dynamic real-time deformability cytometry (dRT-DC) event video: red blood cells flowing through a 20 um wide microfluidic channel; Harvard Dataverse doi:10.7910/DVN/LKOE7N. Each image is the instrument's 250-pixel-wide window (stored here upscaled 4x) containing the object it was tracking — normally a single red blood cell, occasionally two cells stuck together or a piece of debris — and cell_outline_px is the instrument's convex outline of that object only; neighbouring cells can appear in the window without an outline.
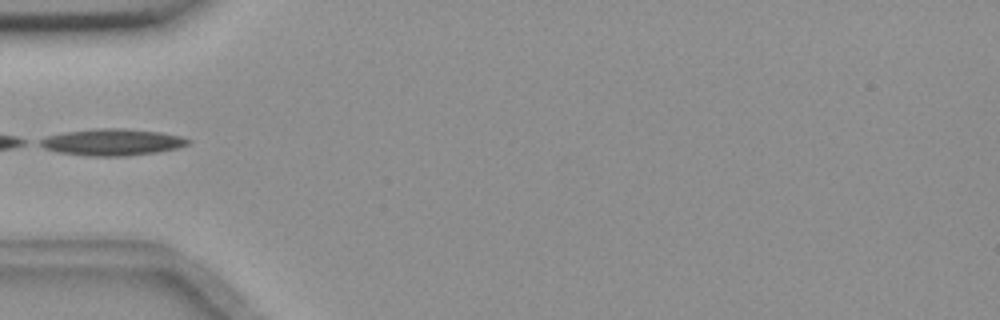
{"species": "common noctule bat (a hibernating species)", "species_latin": "Nyctalus noctula", "temperature_condition": "room temperature", "stored_images_in_passage": 4, "camera_frame_rate_fps": 3000, "um_per_image_px": 0.085, "animal": {"sex": "female", "body_mass_g": 18.4}, "frame": {"image": 1, "passage_image": 3, "time_ms": 0.667, "image_size_px": [1000, 320], "cell_outline_px": [[192, 140], [188, 144], [180, 148], [156, 152], [124, 156], [88, 156], [56, 152], [44, 148], [36, 144], [36, 140], [44, 136], [64, 132], [96, 128], [124, 128], [160, 132], [180, 136]], "centroid_in_image_um": [9.47, 12.08], "position_along_channel_um": 75.5, "area_um2": 23.35}}